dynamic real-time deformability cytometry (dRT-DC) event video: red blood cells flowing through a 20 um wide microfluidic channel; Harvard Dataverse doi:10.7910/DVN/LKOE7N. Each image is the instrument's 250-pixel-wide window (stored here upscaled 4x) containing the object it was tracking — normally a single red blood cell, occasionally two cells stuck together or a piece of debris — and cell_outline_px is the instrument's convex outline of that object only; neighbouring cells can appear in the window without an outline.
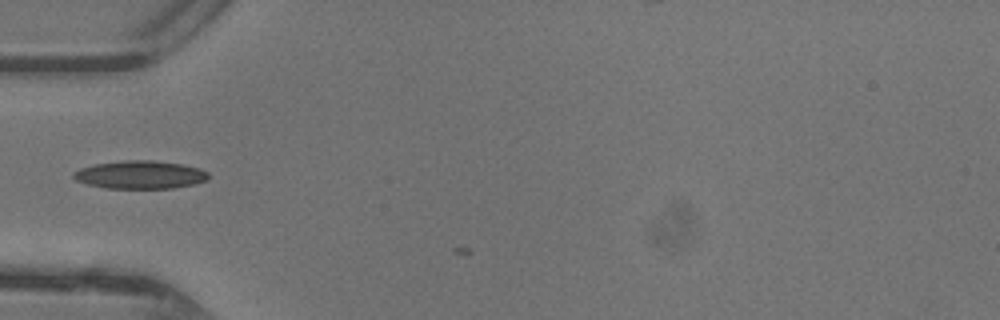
{"species": "common noctule bat (a hibernating species)", "species_latin": "Nyctalus noctula", "temperature_condition": "warm", "stored_images_in_passage": 5, "camera_frame_rate_fps": 3000, "um_per_image_px": 0.085, "animal": {"sex": "female"}, "frame": {"image": 1, "passage_image": 4, "time_ms": 1.0, "image_size_px": [1000, 320], "cell_outline_px": [[208, 180], [192, 184], [172, 188], [108, 188], [88, 184], [76, 180], [72, 176], [72, 172], [80, 168], [96, 164], [124, 160], [152, 160], [184, 164], [200, 168], [208, 172]], "centroid_in_image_um": [11.92, 14.84], "position_along_channel_um": 73.1, "area_um2": 22.02}}